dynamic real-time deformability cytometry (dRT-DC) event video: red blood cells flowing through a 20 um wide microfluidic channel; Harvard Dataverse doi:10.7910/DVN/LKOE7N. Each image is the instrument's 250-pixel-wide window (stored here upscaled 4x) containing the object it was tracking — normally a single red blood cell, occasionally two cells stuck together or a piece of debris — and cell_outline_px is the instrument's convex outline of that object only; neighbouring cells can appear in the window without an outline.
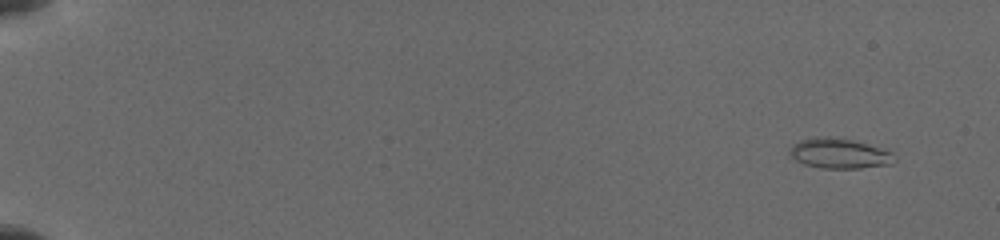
{"species": "common noctule bat (a hibernating species)", "species_latin": "Nyctalus noctula", "temperature_condition": "cold", "stored_images_in_passage": 15, "camera_frame_rate_fps": 3000, "um_per_image_px": 0.085, "animal": {"sex": "female", "body_mass_g": 19.5, "forearm_length_mm": 54.1}, "frame": {"image": 1, "passage_image": 3, "time_ms": 1.333, "image_size_px": [1000, 240], "cell_outline_px": [[896, 160], [892, 164], [860, 168], [820, 168], [804, 164], [796, 160], [788, 152], [792, 144], [800, 140], [816, 136], [828, 136], [852, 140], [884, 148], [892, 152], [896, 156]], "centroid_in_image_um": [71.36, 13.03], "position_along_channel_um": 13.6, "area_um2": 18.61}}
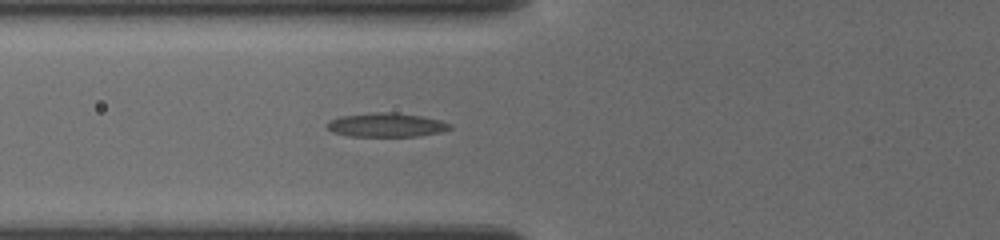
{"frame": {"image": 2, "passage_image": 12, "time_ms": 7.667, "image_size_px": [1000, 240], "cell_outline_px": [[452, 128], [440, 132], [416, 136], [348, 136], [332, 132], [324, 124], [328, 120], [340, 116], [376, 112], [396, 112], [424, 116], [440, 120], [452, 124]], "centroid_in_image_um": [32.82, 10.61], "position_along_channel_um": 93.0, "area_um2": 17.34}}
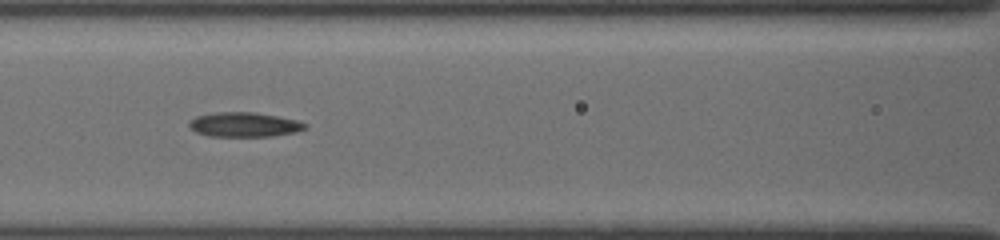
{"frame": {"image": 3, "passage_image": 14, "time_ms": 9.0, "image_size_px": [1000, 240], "cell_outline_px": [[308, 128], [296, 132], [272, 136], [208, 136], [196, 132], [188, 128], [188, 124], [196, 116], [216, 112], [256, 112], [296, 120], [308, 124]], "centroid_in_image_um": [20.76, 10.59], "position_along_channel_um": 145.8, "area_um2": 16.65}}